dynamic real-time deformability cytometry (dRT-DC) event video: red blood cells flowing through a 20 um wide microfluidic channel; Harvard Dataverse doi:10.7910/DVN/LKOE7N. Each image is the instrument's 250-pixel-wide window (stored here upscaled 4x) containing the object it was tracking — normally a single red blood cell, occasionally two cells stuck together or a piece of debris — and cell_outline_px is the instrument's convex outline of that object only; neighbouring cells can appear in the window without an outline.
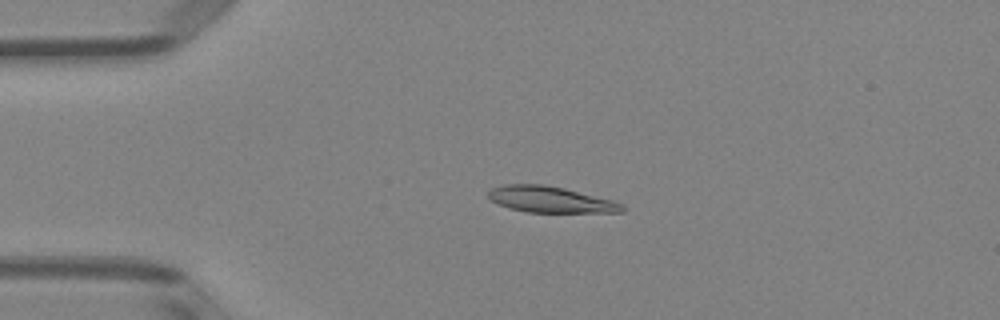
{"species": "Egyptian fruit bat (a non-hibernating species)", "species_latin": "Rousettus aegyptiacus", "temperature_condition": "room temperature", "stored_images_in_passage": 50, "camera_frame_rate_fps": 3000, "um_per_image_px": 0.085, "animal": {"sex": "female"}, "frame": {"image": 1, "passage_image": 12, "time_ms": 3.667, "image_size_px": [1000, 320], "cell_outline_px": [[624, 212], [528, 212], [512, 208], [500, 204], [492, 200], [488, 196], [488, 192], [492, 188], [504, 184], [544, 184], [564, 188], [612, 200], [624, 204]], "centroid_in_image_um": [46.81, 16.95], "position_along_channel_um": 38.2, "area_um2": 20.11}}
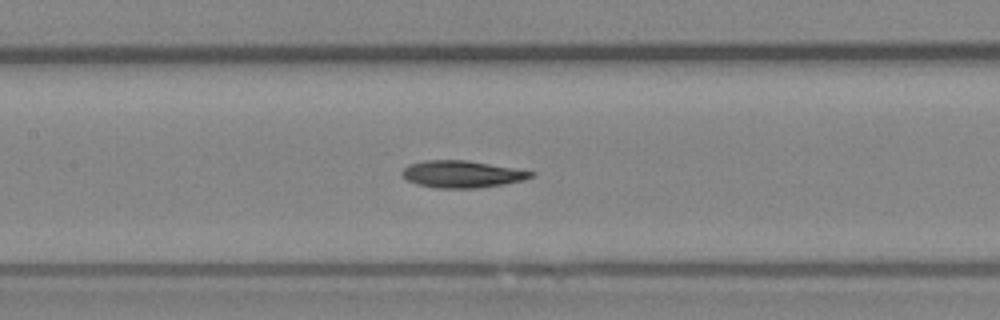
{"frame": {"image": 2, "passage_image": 24, "time_ms": 7.667, "image_size_px": [1000, 320], "cell_outline_px": [[536, 172], [532, 176], [524, 180], [504, 184], [480, 188], [436, 188], [416, 184], [408, 180], [400, 172], [408, 164], [424, 160], [468, 160]], "centroid_in_image_um": [39.25, 14.8], "position_along_channel_um": 168.1, "area_um2": 20.35}}
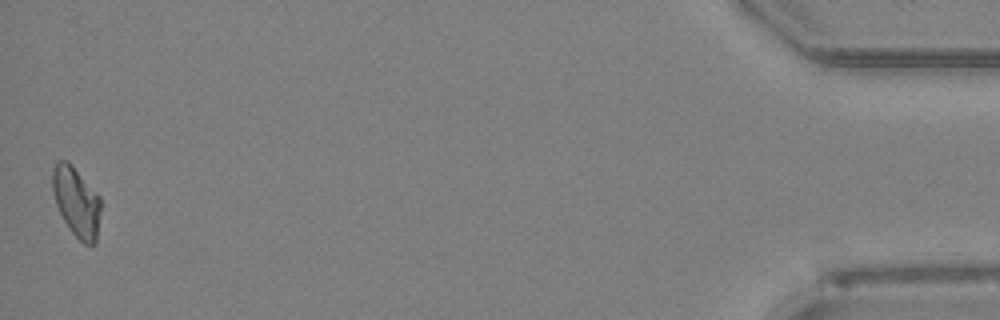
{"frame": {"image": 3, "passage_image": 50, "time_ms": 16.333, "image_size_px": [1000, 320], "cell_outline_px": [[100, 212], [96, 244], [84, 244], [72, 232], [64, 220], [56, 204], [52, 188], [52, 168], [56, 160], [68, 160], [72, 164], [100, 196]], "centroid_in_image_um": [6.49, 17.12], "position_along_channel_um": 428.7, "area_um2": 19.65}, "authors_computed_cell_mechanics": {"area_um2": 20.0277, "velocity_mm_per_s": 4.0735, "shape_relaxation_time_tau1_ms": 3.6904, "shape_relaxation_time_tau2_ms": 4.5127, "deformation_change_tau1": 0.138, "deformation_change_tau2": 0.12}}